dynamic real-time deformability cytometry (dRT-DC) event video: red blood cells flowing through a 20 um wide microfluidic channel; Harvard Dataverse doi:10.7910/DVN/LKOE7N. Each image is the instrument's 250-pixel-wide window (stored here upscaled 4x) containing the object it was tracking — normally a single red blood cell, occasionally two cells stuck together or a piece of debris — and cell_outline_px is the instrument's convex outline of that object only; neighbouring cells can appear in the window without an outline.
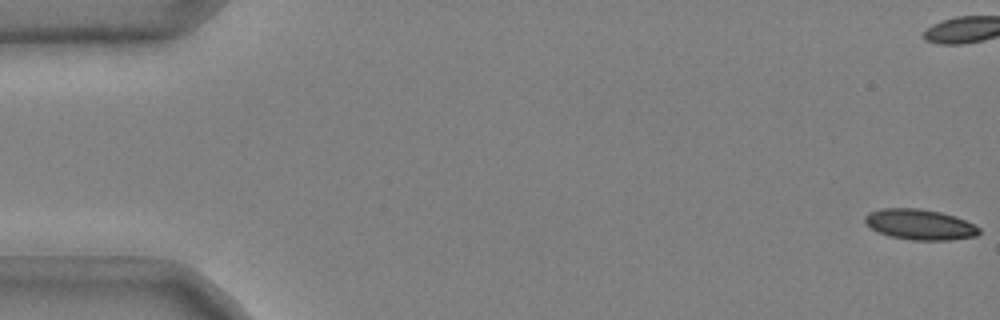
{"species": "common noctule bat (a hibernating species)", "species_latin": "Nyctalus noctula", "temperature_condition": "cold", "stored_images_in_passage": 44, "camera_frame_rate_fps": 3000, "um_per_image_px": 0.085, "animal": {"sex": "male", "body_mass_g": 20.4}, "frame": {"image": 1, "passage_image": 1, "time_ms": 0.0, "image_size_px": [1000, 320], "cell_outline_px": [[980, 232], [976, 236], [948, 240], [912, 240], [888, 236], [872, 228], [864, 220], [864, 216], [868, 212], [884, 208], [920, 208], [940, 212], [956, 216], [980, 228]], "centroid_in_image_um": [78.18, 19.07], "position_along_channel_um": 6.8, "area_um2": 20.23}}
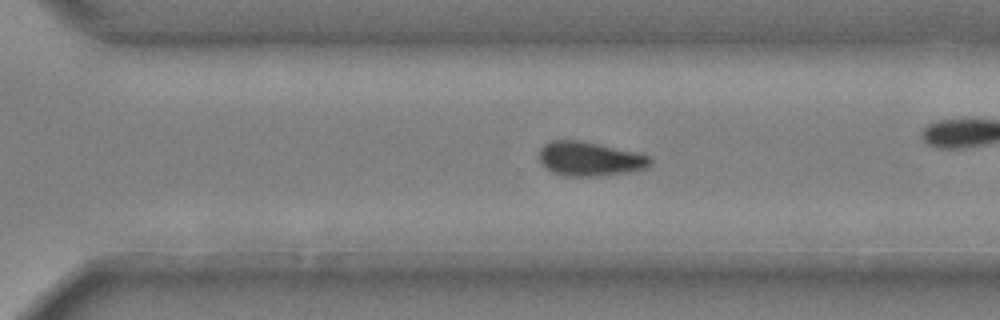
{"frame": {"image": 2, "passage_image": 38, "time_ms": 12.333, "image_size_px": [1000, 320], "cell_outline_px": [[652, 160], [644, 168], [628, 172], [600, 176], [564, 176], [552, 172], [544, 168], [540, 164], [540, 148], [544, 144], [552, 140], [580, 140], [640, 152], [648, 156]], "centroid_in_image_um": [50.09, 13.5], "position_along_channel_um": 320.5, "area_um2": 22.31}, "authors_computed_cell_mechanics": {"area_um2": 22.1663, "velocity_mm_per_s": 3.6922, "shape_relaxation_time_tau1_ms": 6.3541, "shape_relaxation_time_tau2_ms": 11.2404, "deformation_change_tau1": 0.1427, "deformation_change_tau2": 0.1312}}